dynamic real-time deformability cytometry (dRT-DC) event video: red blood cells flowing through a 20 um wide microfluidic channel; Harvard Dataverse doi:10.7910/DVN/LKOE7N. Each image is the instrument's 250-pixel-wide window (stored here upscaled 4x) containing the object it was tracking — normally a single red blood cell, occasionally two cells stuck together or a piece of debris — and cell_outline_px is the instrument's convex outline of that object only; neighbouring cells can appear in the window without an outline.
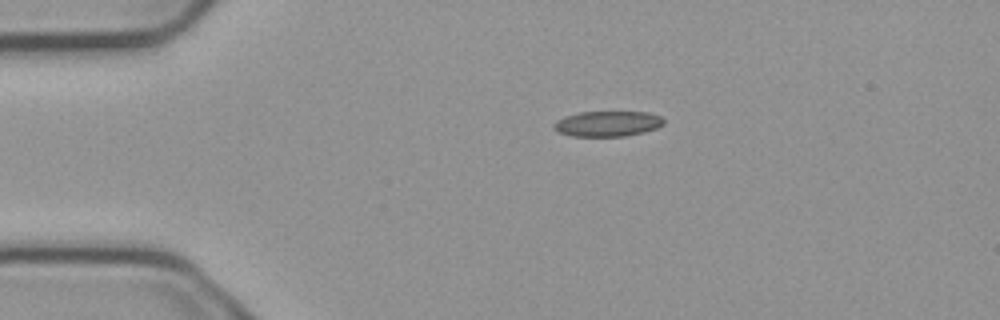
{"species": "common noctule bat (a hibernating species)", "species_latin": "Nyctalus noctula", "temperature_condition": "cold", "stored_images_in_passage": 2, "camera_frame_rate_fps": 3000, "um_per_image_px": 0.085, "animal": {"sex": "male", "body_mass_g": 23.1, "forearm_length_mm": 52.7}, "frame": {"image": 1, "passage_image": 1, "time_ms": 0.0, "image_size_px": [1000, 320], "cell_outline_px": [[664, 124], [656, 128], [644, 132], [624, 136], [572, 136], [560, 132], [552, 128], [552, 124], [556, 120], [580, 112], [648, 112], [660, 116], [664, 120]], "centroid_in_image_um": [51.65, 10.51], "position_along_channel_um": 33.4, "area_um2": 16.18}}